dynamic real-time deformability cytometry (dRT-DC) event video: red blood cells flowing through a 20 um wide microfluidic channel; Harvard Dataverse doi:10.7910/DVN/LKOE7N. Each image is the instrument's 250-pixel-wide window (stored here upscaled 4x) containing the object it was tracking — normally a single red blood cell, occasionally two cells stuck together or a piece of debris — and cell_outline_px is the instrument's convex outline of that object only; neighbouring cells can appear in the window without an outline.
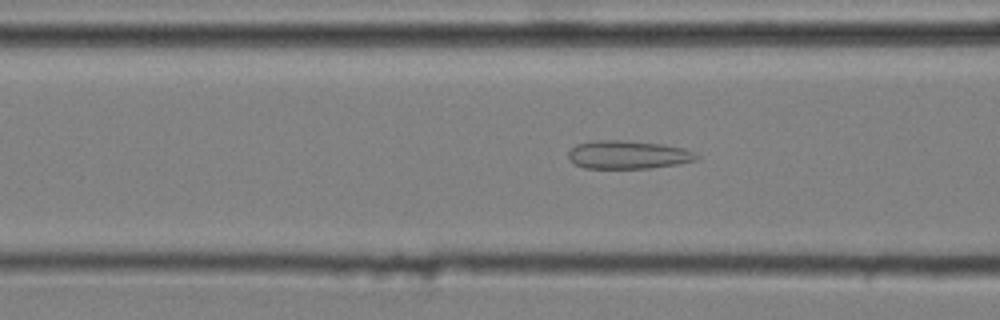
{"species": "common noctule bat (a hibernating species)", "species_latin": "Nyctalus noctula", "temperature_condition": "cold", "stored_images_in_passage": 48, "camera_frame_rate_fps": 3000, "um_per_image_px": 0.085, "animal": {"sex": "male", "body_mass_g": 20.4}, "frame": {"image": 1, "passage_image": 21, "time_ms": 6.667, "image_size_px": [1000, 320], "cell_outline_px": [[700, 156], [696, 160], [680, 164], [652, 168], [584, 168], [568, 160], [568, 152], [576, 144], [592, 140], [624, 140], [664, 144], [684, 148]], "centroid_in_image_um": [53.38, 13.15], "position_along_channel_um": 113.2, "area_um2": 21.33}}
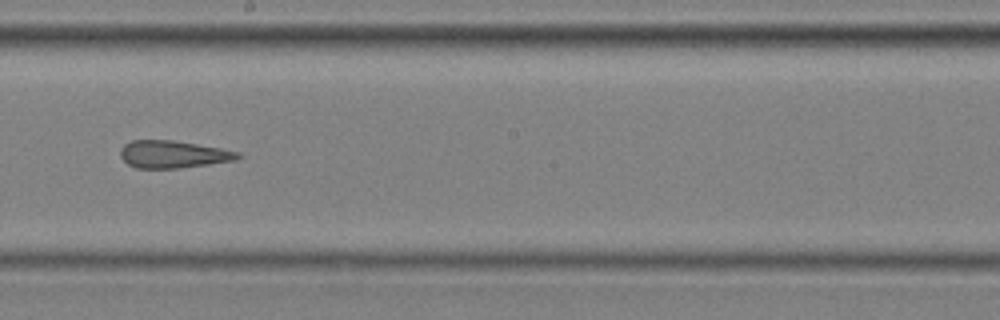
{"frame": {"image": 2, "passage_image": 31, "time_ms": 10.0, "image_size_px": [1000, 320], "cell_outline_px": [[244, 156], [236, 160], [180, 168], [136, 168], [128, 164], [120, 156], [120, 148], [124, 144], [132, 140], [172, 140], [220, 148], [240, 152]], "centroid_in_image_um": [14.72, 13.11], "position_along_channel_um": 233.5, "area_um2": 18.79}}
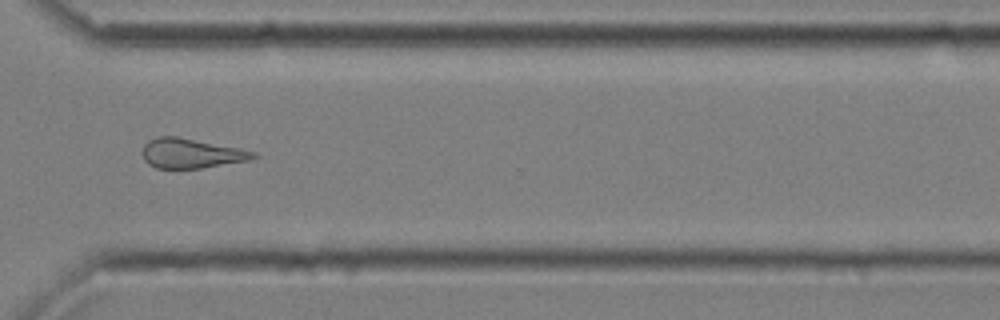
{"frame": {"image": 3, "passage_image": 41, "time_ms": 13.333, "image_size_px": [1000, 320], "cell_outline_px": [[260, 156], [252, 160], [200, 168], [156, 168], [148, 164], [144, 160], [140, 152], [144, 144], [148, 140], [156, 136], [176, 136], [240, 148], [256, 152]], "centroid_in_image_um": [16.24, 13.03], "position_along_channel_um": 354.4, "area_um2": 19.48}}